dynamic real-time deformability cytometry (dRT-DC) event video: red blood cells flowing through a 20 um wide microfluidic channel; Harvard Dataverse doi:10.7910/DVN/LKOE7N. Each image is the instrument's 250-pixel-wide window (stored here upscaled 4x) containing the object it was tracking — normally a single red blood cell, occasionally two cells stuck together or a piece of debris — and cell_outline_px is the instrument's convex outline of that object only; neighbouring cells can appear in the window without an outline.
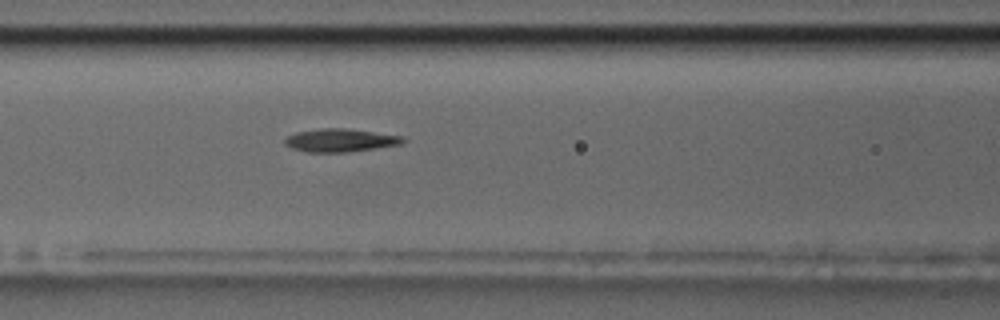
{"species": "common noctule bat (a hibernating species)", "species_latin": "Nyctalus noctula", "temperature_condition": "room temperature", "stored_images_in_passage": 41, "camera_frame_rate_fps": 3000, "um_per_image_px": 0.085, "animal": {"sex": "male", "body_mass_g": 17.5, "forearm_length_mm": 52.3}, "frame": {"image": 1, "passage_image": 15, "time_ms": 4.667, "image_size_px": [1000, 320], "cell_outline_px": [[408, 140], [400, 144], [376, 148], [348, 152], [304, 152], [292, 148], [284, 144], [284, 140], [288, 136], [296, 132], [320, 128], [348, 128], [404, 136]], "centroid_in_image_um": [28.94, 11.92], "position_along_channel_um": 137.7, "area_um2": 16.07}}
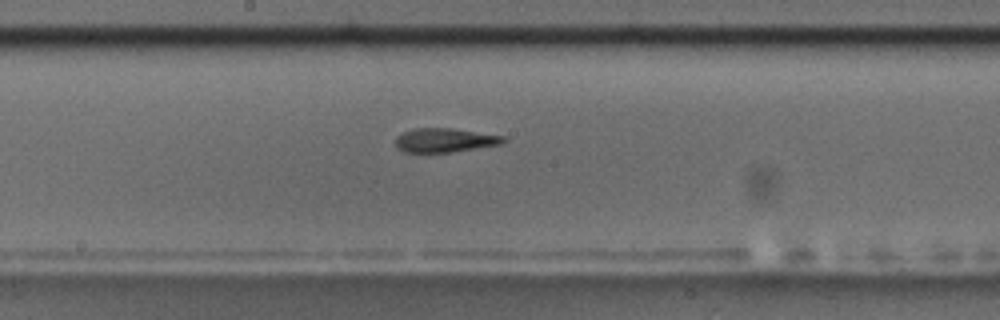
{"frame": {"image": 2, "passage_image": 21, "time_ms": 6.667, "image_size_px": [1000, 320], "cell_outline_px": [[508, 140], [504, 144], [452, 152], [404, 152], [396, 148], [396, 136], [404, 132], [416, 128], [452, 128], [508, 136]], "centroid_in_image_um": [37.89, 11.92], "position_along_channel_um": 210.3, "area_um2": 15.37}}
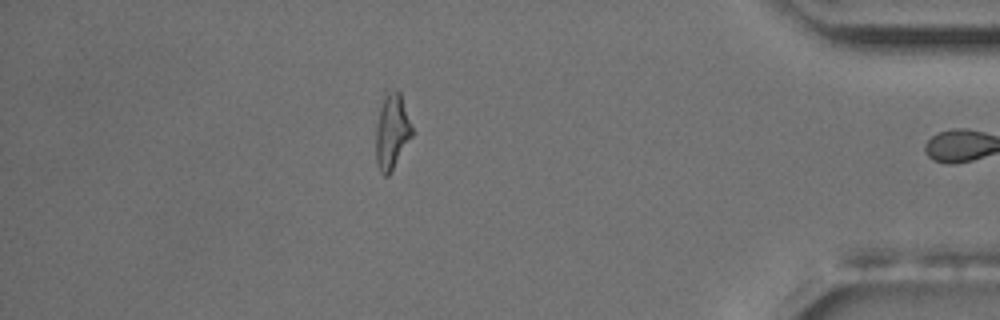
{"frame": {"image": 3, "passage_image": 40, "time_ms": 13.0, "image_size_px": [1000, 320], "cell_outline_px": [[412, 136], [388, 176], [384, 176], [380, 172], [376, 164], [376, 124], [384, 88], [396, 88], [400, 92], [412, 128]], "centroid_in_image_um": [33.28, 11.09], "position_along_channel_um": 401.9, "area_um2": 16.13}, "authors_computed_cell_mechanics": {"area_um2": 15.7794, "velocity_mm_per_s": 3.6604, "shape_relaxation_time_tau1_ms": null, "shape_relaxation_time_tau2_ms": 4.9724, "deformation_change_tau1": null, "deformation_change_tau2": 0.1607}}